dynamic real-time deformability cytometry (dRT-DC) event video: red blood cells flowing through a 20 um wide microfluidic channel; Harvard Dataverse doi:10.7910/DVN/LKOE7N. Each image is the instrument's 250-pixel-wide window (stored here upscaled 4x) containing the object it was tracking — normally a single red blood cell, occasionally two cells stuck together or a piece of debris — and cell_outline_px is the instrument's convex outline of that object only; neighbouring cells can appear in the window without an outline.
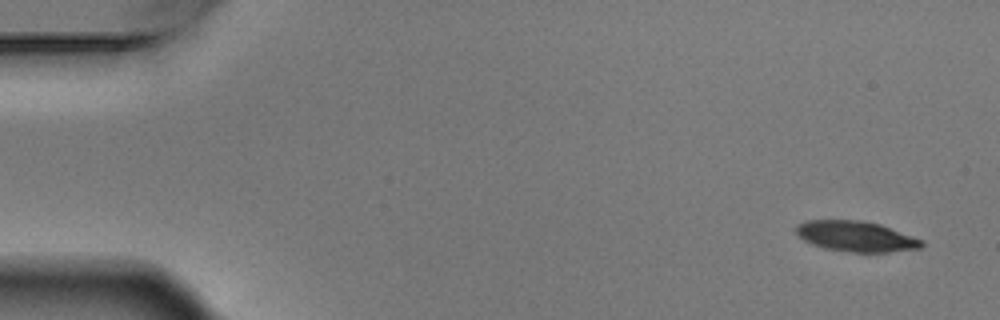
{"species": "Egyptian fruit bat (a non-hibernating species)", "species_latin": "Rousettus aegyptiacus", "temperature_condition": "warm", "stored_images_in_passage": 8, "camera_frame_rate_fps": 3000, "um_per_image_px": 0.085, "animal": {"sex": "male"}, "frame": {"image": 1, "passage_image": 1, "time_ms": 0.0, "image_size_px": [1000, 320], "cell_outline_px": [[924, 244], [920, 248], [888, 252], [848, 252], [824, 248], [812, 244], [804, 240], [796, 232], [796, 224], [804, 220], [864, 220], [880, 224], [920, 240]], "centroid_in_image_um": [72.69, 20.08], "position_along_channel_um": 12.3, "area_um2": 22.14}}
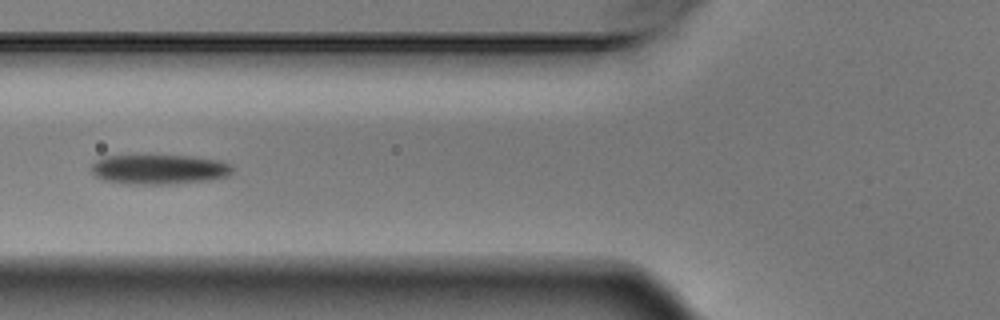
{"frame": {"image": 2, "passage_image": 6, "time_ms": 1.667, "image_size_px": [1000, 320], "cell_outline_px": [[232, 172], [228, 176], [208, 180], [168, 184], [128, 184], [104, 180], [96, 176], [92, 172], [92, 164], [96, 160], [104, 156], [192, 156], [220, 160], [232, 164]], "centroid_in_image_um": [13.55, 14.39], "position_along_channel_um": 112.3, "area_um2": 24.39}}
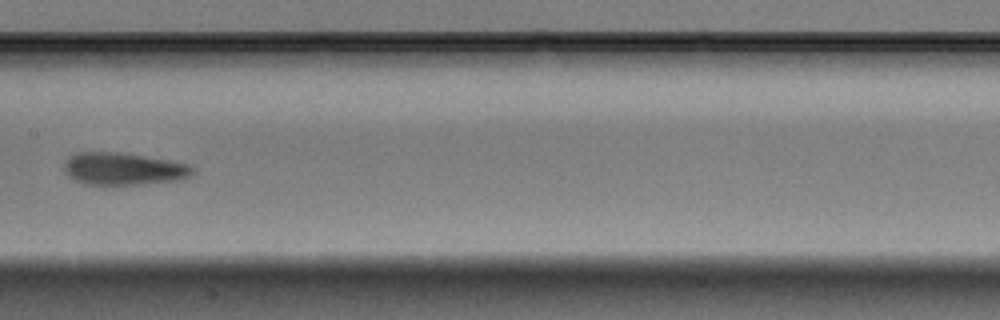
{"frame": {"image": 3, "passage_image": 8, "time_ms": 2.333, "image_size_px": [1000, 320], "cell_outline_px": [[196, 172], [192, 176], [180, 180], [144, 184], [84, 184], [68, 176], [64, 172], [64, 160], [68, 156], [76, 152], [120, 152], [192, 164], [196, 168]], "centroid_in_image_um": [10.53, 14.34], "position_along_channel_um": 196.9, "area_um2": 24.62}}